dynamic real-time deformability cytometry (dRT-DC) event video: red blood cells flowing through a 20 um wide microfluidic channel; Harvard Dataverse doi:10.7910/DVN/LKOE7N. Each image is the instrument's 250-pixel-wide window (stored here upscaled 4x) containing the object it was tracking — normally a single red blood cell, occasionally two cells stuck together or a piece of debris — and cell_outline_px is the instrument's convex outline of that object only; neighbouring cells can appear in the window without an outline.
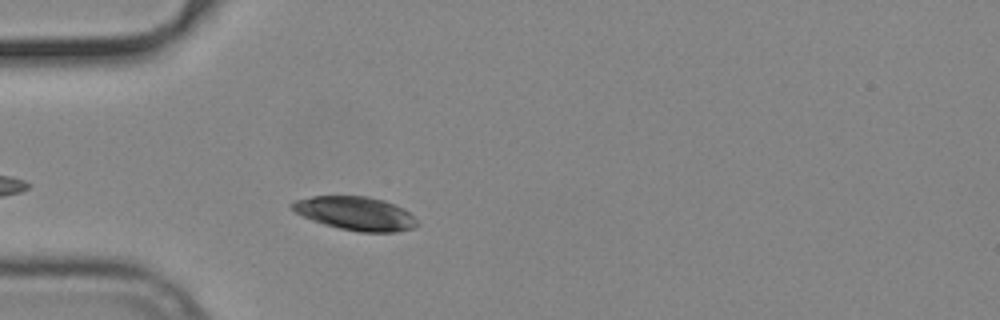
{"species": "common noctule bat (a hibernating species)", "species_latin": "Nyctalus noctula", "temperature_condition": "cold", "stored_images_in_passage": 29, "camera_frame_rate_fps": 3000, "um_per_image_px": 0.085, "animal": {"sex": "male", "body_mass_g": 19.2, "forearm_length_mm": 51.8}, "frame": {"image": 1, "passage_image": 5, "time_ms": 1.333, "image_size_px": [1000, 320], "cell_outline_px": [[416, 224], [412, 228], [396, 232], [360, 232], [340, 228], [324, 224], [312, 220], [296, 212], [288, 204], [296, 200], [312, 196], [368, 196], [384, 200], [396, 204], [408, 212], [416, 220]], "centroid_in_image_um": [30.2, 18.13], "position_along_channel_um": 54.8, "area_um2": 24.28}}
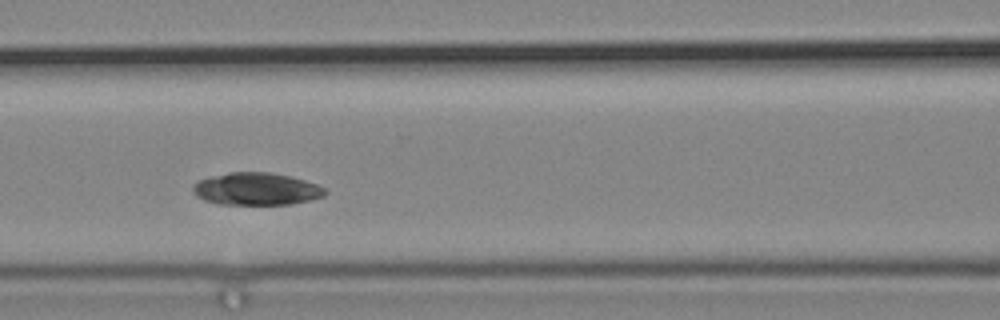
{"frame": {"image": 2, "passage_image": 13, "time_ms": 4.0, "image_size_px": [1000, 320], "cell_outline_px": [[328, 192], [324, 196], [308, 200], [288, 204], [216, 204], [204, 200], [196, 196], [192, 192], [192, 188], [200, 180], [208, 176], [228, 172], [272, 172], [292, 176], [328, 188]], "centroid_in_image_um": [21.79, 16.05], "position_along_channel_um": 144.8, "area_um2": 25.14}}
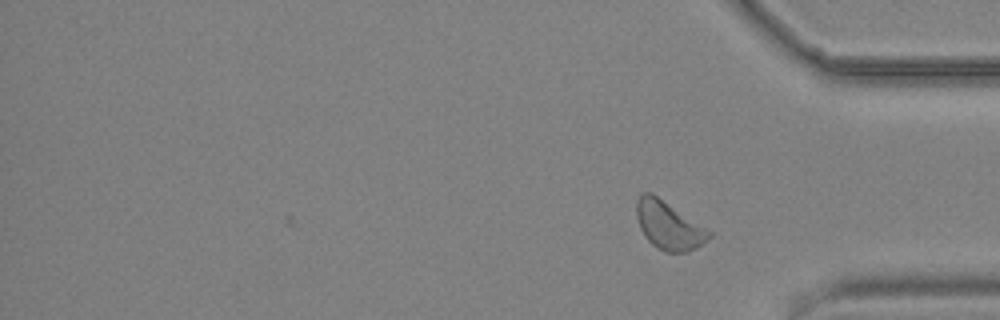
{"frame": {"image": 3, "passage_image": 29, "time_ms": 9.333, "image_size_px": [1000, 320], "cell_outline_px": [[712, 236], [708, 240], [696, 248], [688, 252], [664, 252], [656, 248], [644, 236], [640, 228], [636, 216], [636, 200], [644, 192], [652, 192], [712, 232]], "centroid_in_image_um": [56.83, 19.17], "position_along_channel_um": 378.4, "area_um2": 20.4}, "authors_computed_cell_mechanics": {"area_um2": 20.2878, "velocity_mm_per_s": 3.702, "shape_relaxation_time_tau1_ms": 2.5266, "shape_relaxation_time_tau2_ms": 2.6622, "deformation_change_tau1": 0.0387, "deformation_change_tau2": 0.0897}}